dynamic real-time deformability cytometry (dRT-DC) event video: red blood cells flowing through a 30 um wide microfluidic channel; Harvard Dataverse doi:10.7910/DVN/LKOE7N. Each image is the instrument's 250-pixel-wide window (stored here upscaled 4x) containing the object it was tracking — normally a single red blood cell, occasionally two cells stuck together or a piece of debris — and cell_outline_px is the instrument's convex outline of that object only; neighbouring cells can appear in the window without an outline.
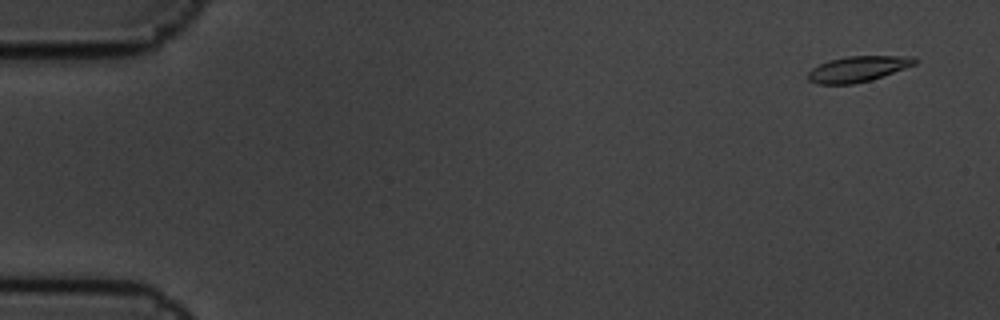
{"species": "common noctule bat (a hibernating species)", "species_latin": "Nyctalus noctula", "temperature_condition": "cold", "stored_images_in_passage": 7, "camera_frame_rate_fps": 3000, "um_per_image_px": 0.085, "animal": {"sex": "male", "body_mass_g": 19.5, "forearm_length_mm": 54.6}, "frame": {"image": 1, "passage_image": 2, "time_ms": 0.333, "image_size_px": [1000, 320], "cell_outline_px": [[916, 64], [868, 80], [852, 84], [820, 84], [808, 80], [808, 72], [812, 68], [828, 60], [848, 56], [900, 56], [916, 60]], "centroid_in_image_um": [72.83, 5.86], "position_along_channel_um": 12.2, "area_um2": 15.43}}
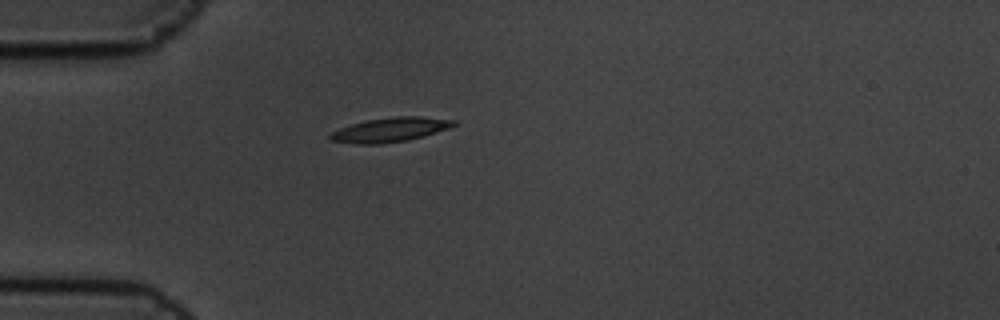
{"frame": {"image": 2, "passage_image": 6, "time_ms": 1.667, "image_size_px": [1000, 320], "cell_outline_px": [[456, 124], [448, 128], [408, 140], [380, 144], [356, 144], [332, 140], [328, 136], [332, 132], [340, 128], [352, 124], [368, 120], [396, 116], [420, 116], [456, 120]], "centroid_in_image_um": [33.16, 11.02], "position_along_channel_um": 51.8, "area_um2": 17.22}}